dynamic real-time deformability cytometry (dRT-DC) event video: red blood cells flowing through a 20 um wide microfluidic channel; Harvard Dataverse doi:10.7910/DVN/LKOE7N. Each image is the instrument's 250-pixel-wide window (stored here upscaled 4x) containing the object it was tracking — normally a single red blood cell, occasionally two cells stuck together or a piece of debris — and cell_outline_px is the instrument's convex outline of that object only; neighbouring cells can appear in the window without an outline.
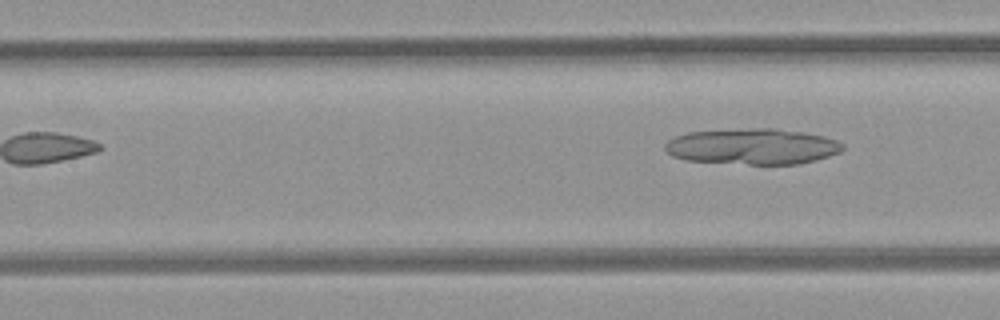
{"species": "common noctule bat (a hibernating species)", "species_latin": "Nyctalus noctula", "temperature_condition": "room temperature", "stored_images_in_passage": 6, "camera_frame_rate_fps": 3000, "um_per_image_px": 0.085, "animal": {"sex": "female", "body_mass_g": 21.9}, "frame": {"image": 1, "passage_image": 6, "time_ms": 1.667, "image_size_px": [1000, 320], "cell_outline_px": [[844, 148], [840, 152], [816, 160], [796, 164], [748, 164], [688, 160], [672, 156], [664, 148], [664, 144], [668, 140], [676, 136], [688, 132], [756, 128], [776, 128], [804, 132], [824, 136], [836, 140], [844, 144]], "centroid_in_image_um": [63.98, 12.44], "position_along_channel_um": 143.4, "area_um2": 37.05}}